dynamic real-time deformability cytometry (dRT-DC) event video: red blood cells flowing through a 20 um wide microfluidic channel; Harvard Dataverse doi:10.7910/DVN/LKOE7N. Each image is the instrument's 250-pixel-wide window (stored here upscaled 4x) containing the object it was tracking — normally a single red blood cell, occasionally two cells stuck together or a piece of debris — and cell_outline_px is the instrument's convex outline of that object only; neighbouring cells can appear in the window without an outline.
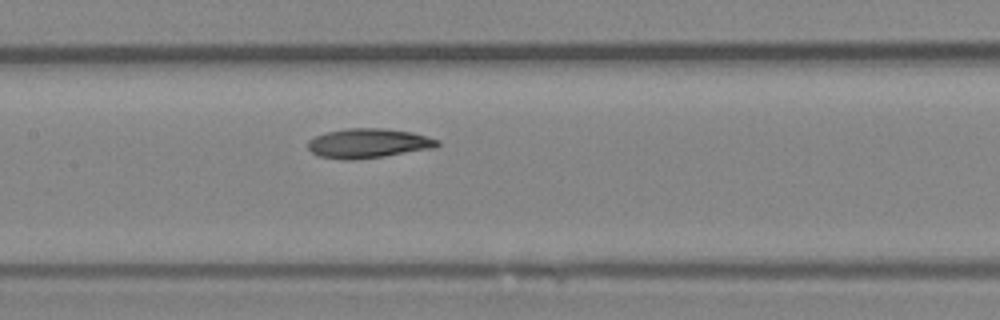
{"species": "Egyptian fruit bat (a non-hibernating species)", "species_latin": "Rousettus aegyptiacus", "temperature_condition": "room temperature", "stored_images_in_passage": 6, "camera_frame_rate_fps": 3000, "um_per_image_px": 0.085, "animal": {"sex": "female"}, "frame": {"image": 1, "passage_image": 6, "time_ms": 1.667, "image_size_px": [1000, 320], "cell_outline_px": [[440, 144], [436, 148], [384, 156], [352, 160], [344, 160], [320, 156], [312, 152], [308, 148], [308, 140], [316, 136], [328, 132], [348, 128], [384, 128], [412, 132], [440, 140]], "centroid_in_image_um": [31.34, 12.18], "position_along_channel_um": 176.1, "area_um2": 22.25}}